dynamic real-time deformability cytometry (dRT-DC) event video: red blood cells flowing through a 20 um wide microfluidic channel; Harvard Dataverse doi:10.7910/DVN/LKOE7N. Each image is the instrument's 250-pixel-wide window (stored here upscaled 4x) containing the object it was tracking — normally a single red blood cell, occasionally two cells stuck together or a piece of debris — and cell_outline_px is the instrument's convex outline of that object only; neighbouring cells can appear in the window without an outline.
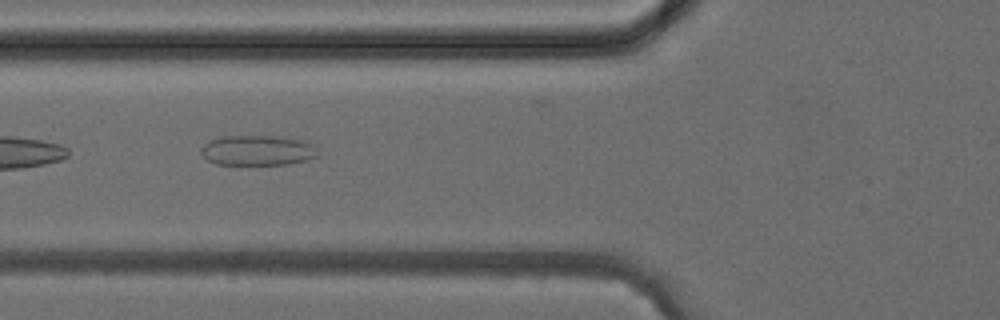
{"species": "common noctule bat (a hibernating species)", "species_latin": "Nyctalus noctula", "temperature_condition": "cold", "stored_images_in_passage": 4, "camera_frame_rate_fps": 3000, "um_per_image_px": 0.085, "animal": {"sex": "female", "body_mass_g": 24.6, "forearm_length_mm": 56.2}, "frame": {"image": 1, "passage_image": 4, "time_ms": 3.333, "image_size_px": [1000, 320], "cell_outline_px": [[320, 156], [308, 160], [288, 164], [216, 164], [208, 160], [200, 152], [200, 148], [208, 140], [220, 136], [272, 136], [300, 140], [316, 144]], "centroid_in_image_um": [21.92, 12.78], "position_along_channel_um": 103.9, "area_um2": 20.75}}